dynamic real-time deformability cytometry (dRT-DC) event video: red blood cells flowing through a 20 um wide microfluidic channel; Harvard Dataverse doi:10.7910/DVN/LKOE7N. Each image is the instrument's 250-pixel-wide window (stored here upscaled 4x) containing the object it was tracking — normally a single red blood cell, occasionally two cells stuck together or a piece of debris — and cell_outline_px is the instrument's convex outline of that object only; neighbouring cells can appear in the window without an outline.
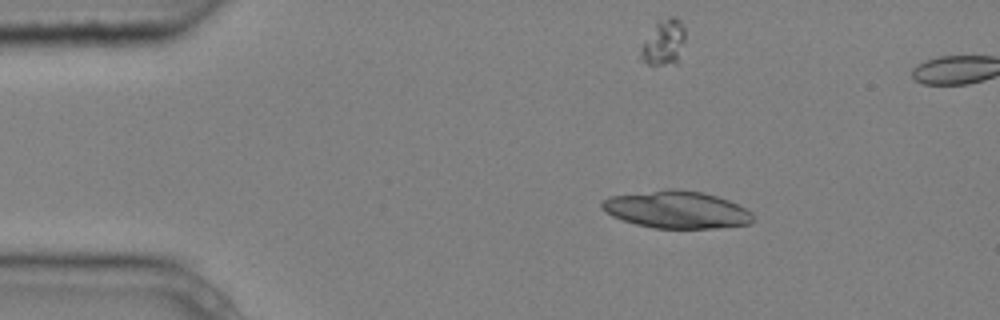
{"species": "common noctule bat (a hibernating species)", "species_latin": "Nyctalus noctula", "temperature_condition": "cold", "stored_images_in_passage": 8, "camera_frame_rate_fps": 3000, "um_per_image_px": 0.085, "animal": {"sex": "male", "body_mass_g": 20.4}, "frame": {"image": 1, "passage_image": 1, "time_ms": 0.0, "image_size_px": [1000, 320], "cell_outline_px": [[752, 224], [716, 228], [652, 228], [636, 224], [612, 216], [600, 204], [600, 200], [608, 196], [664, 188], [680, 188], [704, 192], [728, 200], [752, 212]], "centroid_in_image_um": [57.49, 17.8], "position_along_channel_um": 27.5, "area_um2": 33.18}}